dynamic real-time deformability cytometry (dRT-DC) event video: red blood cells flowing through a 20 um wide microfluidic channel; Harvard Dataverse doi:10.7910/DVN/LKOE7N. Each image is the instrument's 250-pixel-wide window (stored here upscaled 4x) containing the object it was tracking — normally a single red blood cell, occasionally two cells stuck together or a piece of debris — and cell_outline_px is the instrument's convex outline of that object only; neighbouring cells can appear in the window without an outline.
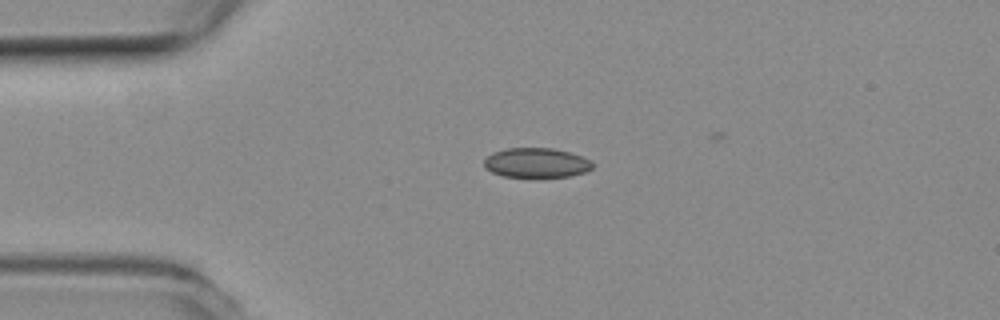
{"species": "common noctule bat (a hibernating species)", "species_latin": "Nyctalus noctula", "temperature_condition": "room temperature", "stored_images_in_passage": 4, "camera_frame_rate_fps": 3000, "um_per_image_px": 0.085, "animal": {"sex": "female", "body_mass_g": 19.3, "forearm_length_mm": 54.1}, "frame": {"image": 1, "passage_image": 3, "time_ms": 0.667, "image_size_px": [1000, 320], "cell_outline_px": [[596, 164], [592, 168], [584, 172], [568, 176], [504, 176], [492, 172], [484, 168], [484, 160], [492, 152], [504, 148], [552, 148], [568, 152], [592, 160]], "centroid_in_image_um": [45.58, 13.82], "position_along_channel_um": 39.4, "area_um2": 18.61}}